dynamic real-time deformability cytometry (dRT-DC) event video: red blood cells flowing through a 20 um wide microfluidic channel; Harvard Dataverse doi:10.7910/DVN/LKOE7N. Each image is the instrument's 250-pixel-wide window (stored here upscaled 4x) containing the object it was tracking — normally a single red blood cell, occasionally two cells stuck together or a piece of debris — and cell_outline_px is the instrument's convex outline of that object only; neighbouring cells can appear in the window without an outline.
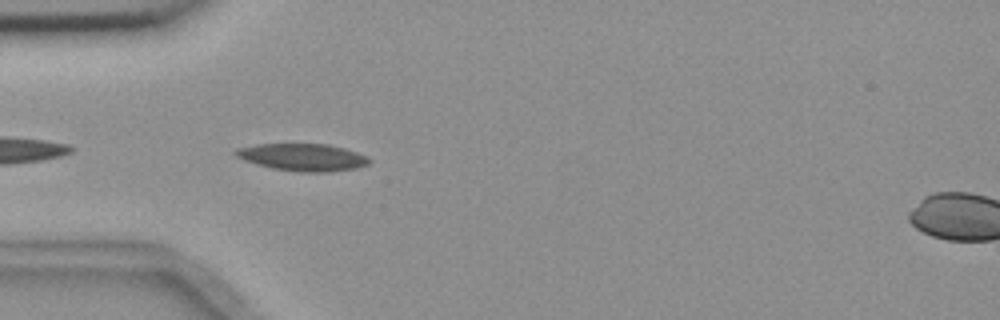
{"species": "common noctule bat (a hibernating species)", "species_latin": "Nyctalus noctula", "temperature_condition": "room temperature", "stored_images_in_passage": 6, "segment_of_instrument_passage": [1, 2], "camera_frame_rate_fps": 3000, "um_per_image_px": 0.085, "animal": {"sex": "female", "body_mass_g": 18.4}, "frame": {"image": 1, "passage_image": 5, "time_ms": 4.667, "image_size_px": [1000, 320], "cell_outline_px": [[372, 160], [368, 164], [356, 168], [328, 172], [300, 172], [272, 168], [256, 164], [244, 160], [236, 156], [232, 152], [236, 148], [256, 144], [328, 144], [344, 148], [368, 156]], "centroid_in_image_um": [25.72, 13.36], "position_along_channel_um": 59.3, "area_um2": 21.33}}